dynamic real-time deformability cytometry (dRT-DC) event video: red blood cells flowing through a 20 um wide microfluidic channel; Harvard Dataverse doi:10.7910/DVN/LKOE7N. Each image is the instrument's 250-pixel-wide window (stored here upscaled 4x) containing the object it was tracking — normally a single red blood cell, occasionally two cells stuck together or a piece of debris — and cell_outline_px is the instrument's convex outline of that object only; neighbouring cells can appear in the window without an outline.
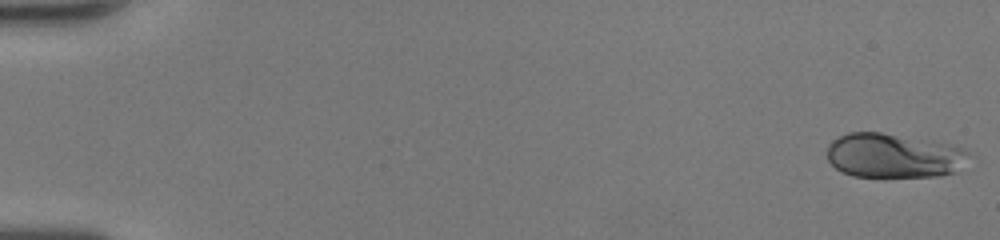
{"species": "human", "species_latin": "Homo sapiens", "temperature_condition": "room temperature", "stored_images_in_passage": 50, "camera_frame_rate_fps": 3000, "um_per_image_px": 0.085, "donor": {"sex": "female"}, "frame": {"image": 1, "passage_image": 1, "time_ms": 0.0, "image_size_px": [1000, 240], "cell_outline_px": [[976, 156], [956, 172], [940, 176], [852, 176], [836, 168], [828, 160], [828, 144], [832, 140], [848, 132], [880, 132], [956, 144], [968, 148]], "centroid_in_image_um": [76.11, 13.21], "position_along_channel_um": 8.9, "area_um2": 37.51}}
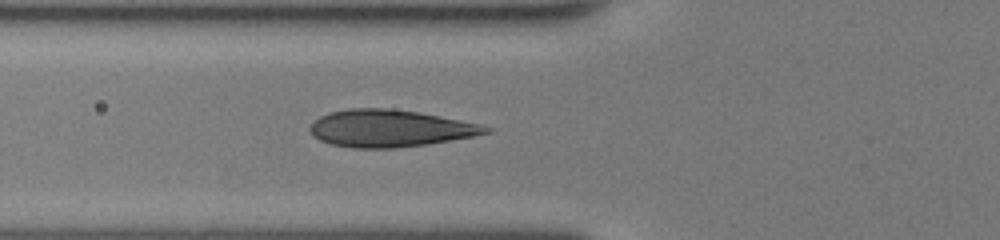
{"frame": {"image": 2, "passage_image": 20, "time_ms": 6.333, "image_size_px": [1000, 240], "cell_outline_px": [[492, 132], [472, 136], [428, 144], [396, 148], [352, 148], [332, 144], [320, 140], [312, 136], [308, 128], [312, 120], [328, 112], [348, 108], [384, 108], [420, 112], [480, 124], [492, 128]], "centroid_in_image_um": [33.09, 10.91], "position_along_channel_um": 92.7, "area_um2": 38.21}}
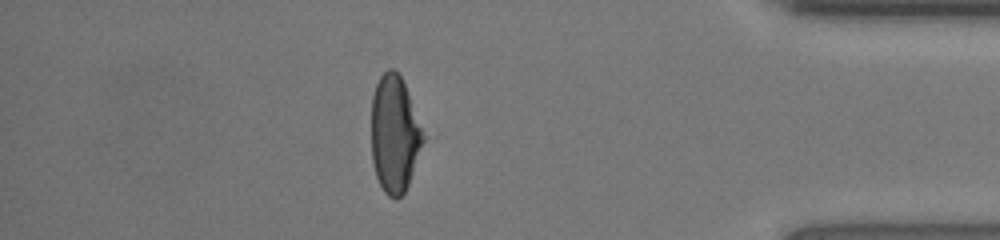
{"frame": {"image": 3, "passage_image": 44, "time_ms": 14.333, "image_size_px": [1000, 240], "cell_outline_px": [[424, 140], [408, 184], [404, 192], [396, 200], [388, 196], [384, 192], [376, 176], [372, 164], [372, 96], [376, 84], [380, 76], [388, 68], [392, 68], [400, 76], [408, 92], [424, 136]], "centroid_in_image_um": [33.51, 11.41], "position_along_channel_um": 401.7, "area_um2": 34.85}, "authors_computed_cell_mechanics": {"area_um2": 37.1943, "velocity_mm_per_s": 4.2675, "shape_relaxation_time_tau1_ms": 5.3568, "shape_relaxation_time_tau2_ms": null, "deformation_change_tau1": 0.2198, "deformation_change_tau2": null}}